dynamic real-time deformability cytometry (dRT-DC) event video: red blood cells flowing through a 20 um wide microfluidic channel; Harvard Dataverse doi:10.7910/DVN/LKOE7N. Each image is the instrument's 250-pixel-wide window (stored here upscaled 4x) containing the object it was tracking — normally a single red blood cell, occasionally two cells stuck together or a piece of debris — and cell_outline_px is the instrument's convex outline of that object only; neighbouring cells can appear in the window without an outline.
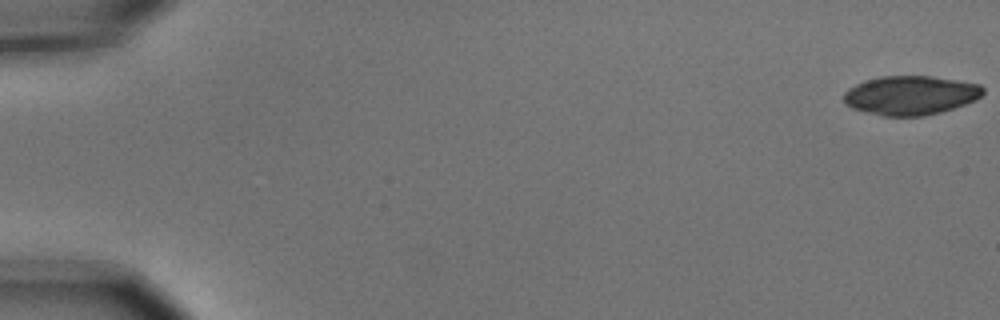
{"species": "common noctule bat (a hibernating species)", "species_latin": "Nyctalus noctula", "temperature_condition": "cold", "stored_images_in_passage": 6, "camera_frame_rate_fps": 3000, "um_per_image_px": 0.085, "animal": {"sex": "male", "body_mass_g": 15.6}, "frame": {"image": 1, "passage_image": 1, "time_ms": 0.0, "image_size_px": [1000, 320], "cell_outline_px": [[984, 92], [976, 100], [940, 112], [924, 116], [884, 116], [852, 108], [844, 100], [844, 92], [848, 88], [864, 80], [880, 76], [932, 76], [980, 84], [984, 88]], "centroid_in_image_um": [77.4, 8.09], "position_along_channel_um": 7.6, "area_um2": 31.62}}